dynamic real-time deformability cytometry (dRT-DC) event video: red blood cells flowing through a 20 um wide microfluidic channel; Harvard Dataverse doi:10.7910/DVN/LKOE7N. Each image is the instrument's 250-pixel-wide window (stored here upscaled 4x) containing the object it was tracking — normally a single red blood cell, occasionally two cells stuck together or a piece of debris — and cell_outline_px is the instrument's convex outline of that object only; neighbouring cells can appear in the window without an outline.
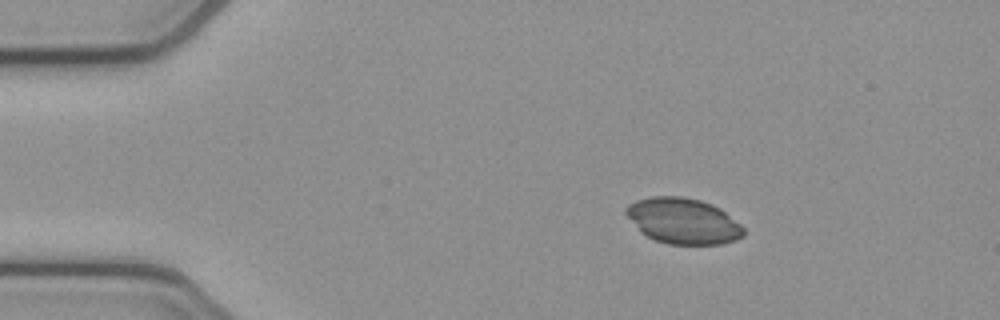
{"species": "common noctule bat (a hibernating species)", "species_latin": "Nyctalus noctula", "temperature_condition": "cold", "stored_images_in_passage": 3, "camera_frame_rate_fps": 3000, "um_per_image_px": 0.085, "animal": {"sex": "female", "body_mass_g": 21.9}, "frame": {"image": 1, "passage_image": 1, "time_ms": 0.0, "image_size_px": [1000, 320], "cell_outline_px": [[744, 236], [736, 240], [720, 244], [668, 244], [656, 240], [640, 232], [624, 212], [624, 208], [628, 204], [636, 200], [652, 196], [680, 196], [700, 200], [712, 204], [720, 208], [740, 224], [744, 228]], "centroid_in_image_um": [58.05, 18.77], "position_along_channel_um": 26.9, "area_um2": 31.39}}